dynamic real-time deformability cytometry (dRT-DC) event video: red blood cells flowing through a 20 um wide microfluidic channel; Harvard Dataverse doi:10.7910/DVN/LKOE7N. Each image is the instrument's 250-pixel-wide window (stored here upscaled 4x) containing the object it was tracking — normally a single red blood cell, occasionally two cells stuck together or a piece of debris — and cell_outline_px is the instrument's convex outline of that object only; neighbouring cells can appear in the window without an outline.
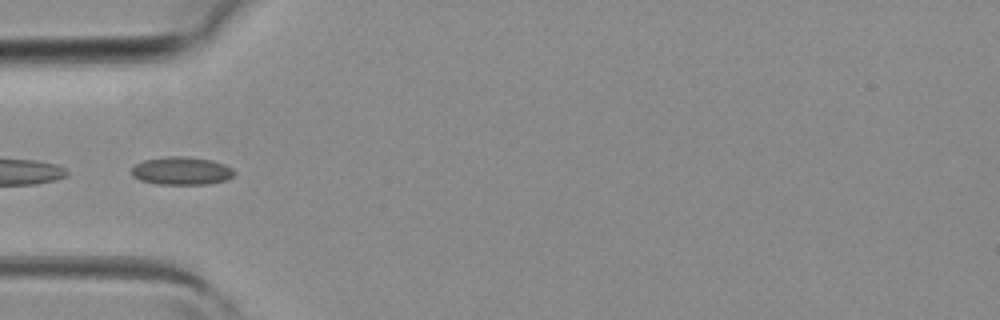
{"species": "common noctule bat (a hibernating species)", "species_latin": "Nyctalus noctula", "temperature_condition": "room temperature", "stored_images_in_passage": 5, "segment_of_instrument_passage": [2, 2], "camera_frame_rate_fps": 3000, "um_per_image_px": 0.085, "animal": {"sex": "female", "body_mass_g": 19.3, "forearm_length_mm": 54.1}, "frame": {"image": 1, "passage_image": 4, "time_ms": 1.0, "image_size_px": [1000, 320], "cell_outline_px": [[236, 172], [228, 180], [208, 184], [156, 184], [140, 180], [132, 176], [132, 168], [136, 164], [144, 160], [168, 156], [184, 156], [212, 160], [224, 164], [232, 168]], "centroid_in_image_um": [15.45, 14.52], "position_along_channel_um": 69.6, "area_um2": 16.82}}
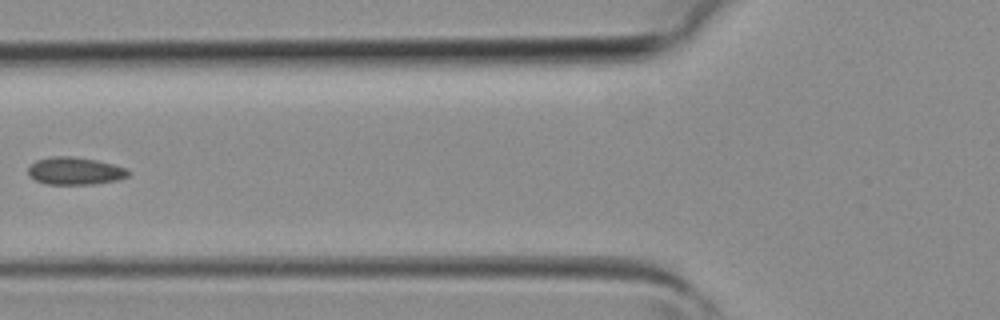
{"frame": {"image": 2, "passage_image": 5, "time_ms": 1.333, "image_size_px": [1000, 320], "cell_outline_px": [[132, 172], [128, 176], [120, 180], [92, 184], [44, 184], [28, 176], [28, 168], [36, 160], [48, 156], [72, 156], [96, 160], [112, 164], [124, 168]], "centroid_in_image_um": [6.36, 14.53], "position_along_channel_um": 119.4, "area_um2": 16.18}}